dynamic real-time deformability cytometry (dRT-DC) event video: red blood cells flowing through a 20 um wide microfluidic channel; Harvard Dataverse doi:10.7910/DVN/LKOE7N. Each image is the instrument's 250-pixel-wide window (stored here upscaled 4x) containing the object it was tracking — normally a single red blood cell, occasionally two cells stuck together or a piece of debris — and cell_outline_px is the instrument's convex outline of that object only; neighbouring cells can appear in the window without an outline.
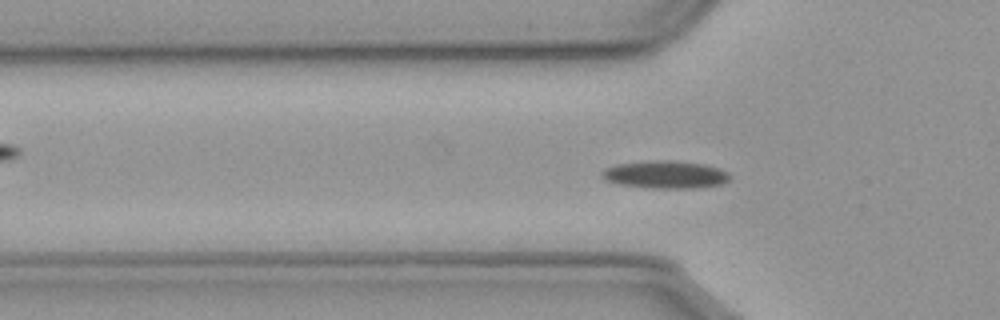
{"species": "common noctule bat (a hibernating species)", "species_latin": "Nyctalus noctula", "temperature_condition": "cold", "stored_images_in_passage": 58, "segment_of_instrument_passage": [1, 2], "camera_frame_rate_fps": 3000, "um_per_image_px": 0.085, "animal": {"sex": "male", "body_mass_g": 23.1, "forearm_length_mm": 52.7}, "frame": {"image": 1, "passage_image": 18, "time_ms": 5.667, "image_size_px": [1000, 320], "cell_outline_px": [[728, 180], [720, 184], [696, 188], [648, 188], [620, 184], [604, 180], [600, 176], [600, 172], [608, 168], [620, 164], [664, 160], [672, 160], [704, 164], [728, 172]], "centroid_in_image_um": [56.53, 14.85], "position_along_channel_um": 69.3, "area_um2": 20.23}}
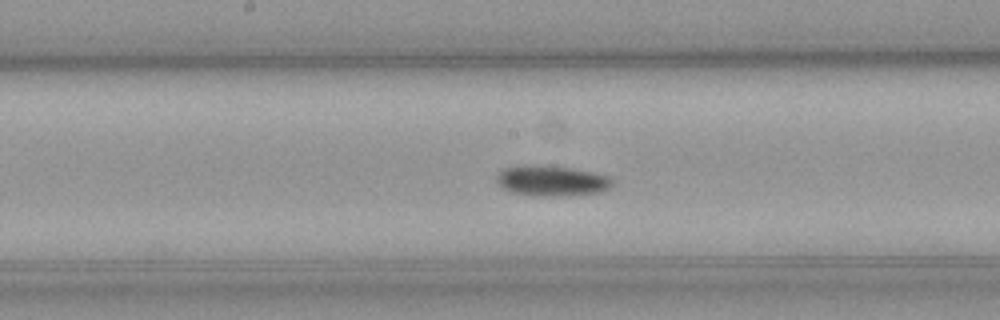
{"frame": {"image": 2, "passage_image": 29, "time_ms": 9.333, "image_size_px": [1000, 320], "cell_outline_px": [[612, 184], [608, 188], [600, 192], [552, 196], [532, 196], [512, 192], [500, 188], [496, 180], [496, 176], [504, 168], [568, 168], [592, 172], [608, 176], [612, 180]], "centroid_in_image_um": [46.89, 15.43], "position_along_channel_um": 201.3, "area_um2": 19.42}}
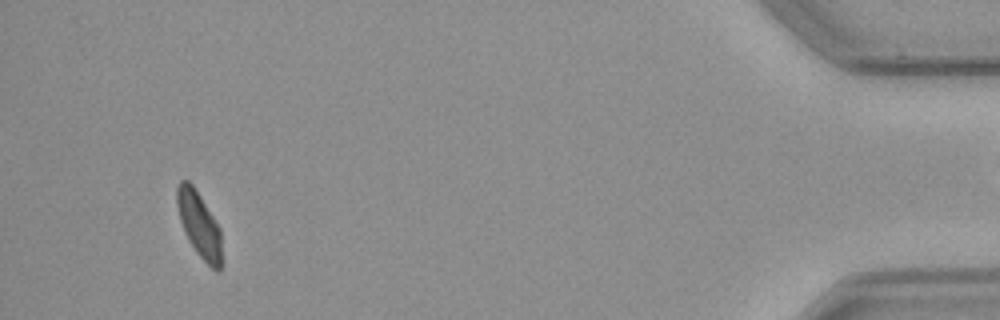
{"frame": {"image": 3, "passage_image": 54, "time_ms": 17.667, "image_size_px": [1000, 320], "cell_outline_px": [[220, 272], [216, 272], [196, 252], [188, 240], [184, 232], [180, 220], [176, 204], [176, 188], [180, 180], [188, 180], [192, 184], [200, 196], [220, 228]], "centroid_in_image_um": [16.89, 19.06], "position_along_channel_um": 418.3, "area_um2": 16.82}}